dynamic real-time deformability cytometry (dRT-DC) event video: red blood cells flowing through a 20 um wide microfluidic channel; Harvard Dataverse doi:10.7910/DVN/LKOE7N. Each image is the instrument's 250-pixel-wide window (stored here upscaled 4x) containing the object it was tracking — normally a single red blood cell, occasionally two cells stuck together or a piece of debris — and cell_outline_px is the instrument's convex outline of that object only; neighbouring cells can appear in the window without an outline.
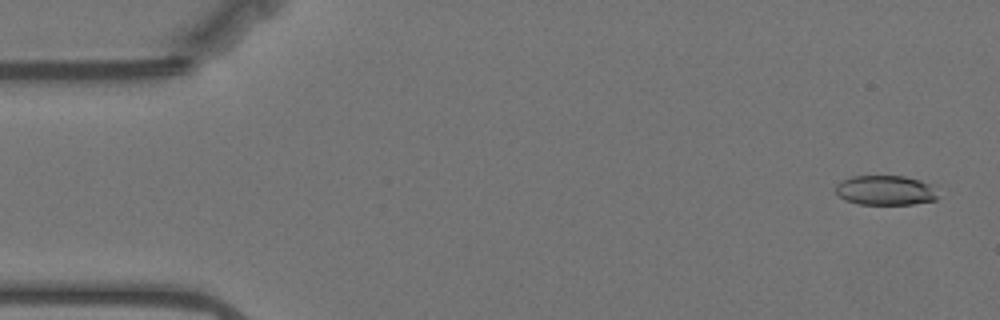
{"species": "Egyptian fruit bat (a non-hibernating species)", "species_latin": "Rousettus aegyptiacus", "temperature_condition": "warm", "stored_images_in_passage": 14, "camera_frame_rate_fps": 3000, "um_per_image_px": 0.085, "animal": {"sex": "female"}, "frame": {"image": 1, "passage_image": 3, "time_ms": 0.667, "image_size_px": [1000, 320], "cell_outline_px": [[936, 200], [912, 204], [860, 204], [844, 200], [836, 192], [836, 184], [840, 180], [852, 176], [904, 176], [936, 184]], "centroid_in_image_um": [75.29, 16.16], "position_along_channel_um": 9.7, "area_um2": 17.92}}
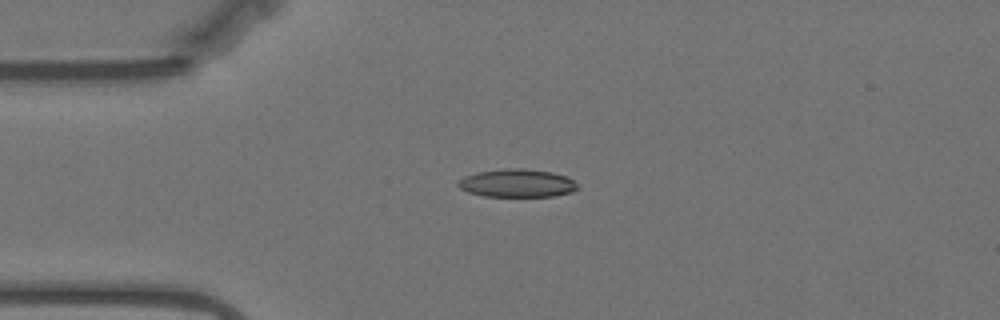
{"frame": {"image": 2, "passage_image": 14, "time_ms": 4.333, "image_size_px": [1000, 320], "cell_outline_px": [[576, 188], [572, 192], [552, 196], [484, 196], [468, 192], [460, 188], [456, 184], [464, 176], [476, 172], [504, 168], [524, 168], [552, 172], [564, 176], [572, 180], [576, 184]], "centroid_in_image_um": [43.9, 15.56], "position_along_channel_um": 41.1, "area_um2": 19.42}}